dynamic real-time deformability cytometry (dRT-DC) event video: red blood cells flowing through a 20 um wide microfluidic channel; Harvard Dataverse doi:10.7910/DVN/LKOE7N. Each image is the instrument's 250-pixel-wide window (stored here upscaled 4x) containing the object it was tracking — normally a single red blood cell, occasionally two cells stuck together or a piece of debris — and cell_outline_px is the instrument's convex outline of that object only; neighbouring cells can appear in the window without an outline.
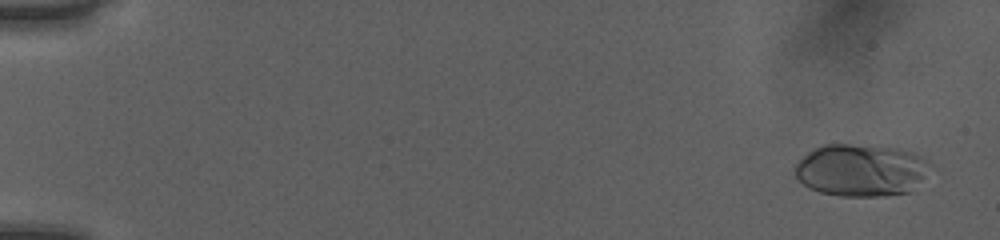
{"species": "human", "species_latin": "Homo sapiens", "temperature_condition": "room temperature", "stored_images_in_passage": 52, "camera_frame_rate_fps": 3000, "um_per_image_px": 0.085, "donor": {"sex": "female"}, "frame": {"image": 1, "passage_image": 3, "time_ms": 0.667, "image_size_px": [1000, 240], "cell_outline_px": [[932, 164], [924, 176], [908, 192], [884, 196], [840, 196], [820, 192], [804, 184], [796, 176], [792, 168], [808, 152], [824, 144], [848, 144], [896, 148], [912, 152], [928, 160]], "centroid_in_image_um": [73.17, 14.46], "position_along_channel_um": 11.8, "area_um2": 40.92}}
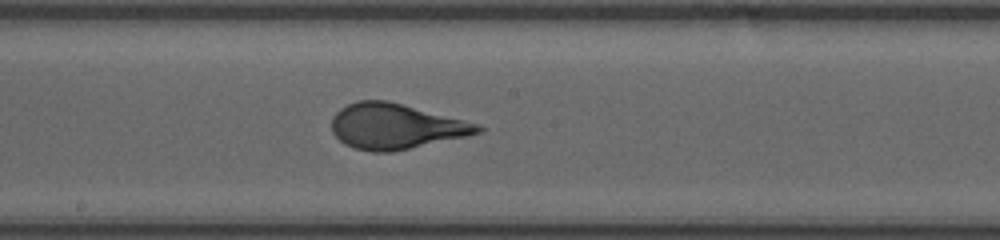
{"frame": {"image": 2, "passage_image": 30, "time_ms": 9.667, "image_size_px": [1000, 240], "cell_outline_px": [[484, 128], [480, 132], [468, 136], [392, 152], [372, 152], [356, 148], [344, 144], [332, 132], [332, 116], [340, 108], [356, 100], [388, 100], [480, 124]], "centroid_in_image_um": [33.62, 10.73], "position_along_channel_um": 214.6, "area_um2": 38.67}}
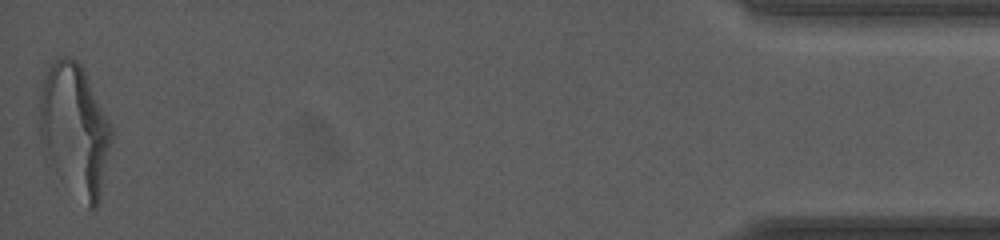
{"frame": {"image": 3, "passage_image": 52, "time_ms": 17.0, "image_size_px": [1000, 240], "cell_outline_px": [[116, 132], [100, 200], [96, 208], [92, 212], [48, 172], [40, 140], [40, 88], [44, 76], [52, 60], [60, 56], [68, 56], [76, 60], [80, 64], [116, 128]], "centroid_in_image_um": [6.38, 11.14], "position_along_channel_um": 428.8, "area_um2": 58.2}, "authors_computed_cell_mechanics": {"area_um2": 38.8416, "velocity_mm_per_s": 4.0469, "shape_relaxation_time_tau1_ms": 4.2774, "shape_relaxation_time_tau2_ms": null, "deformation_change_tau1": 0.1909, "deformation_change_tau2": null}}